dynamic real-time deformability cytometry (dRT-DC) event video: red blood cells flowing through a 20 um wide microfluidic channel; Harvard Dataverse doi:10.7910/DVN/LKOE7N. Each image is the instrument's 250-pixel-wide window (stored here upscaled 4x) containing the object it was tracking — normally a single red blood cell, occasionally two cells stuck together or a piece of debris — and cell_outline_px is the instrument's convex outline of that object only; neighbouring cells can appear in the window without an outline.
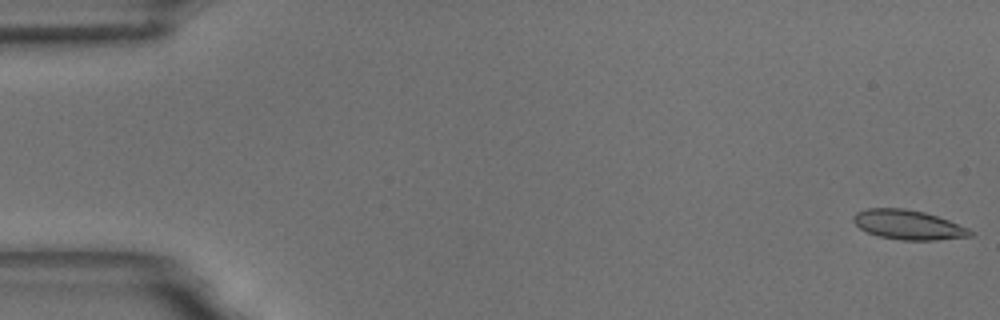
{"species": "common noctule bat (a hibernating species)", "species_latin": "Nyctalus noctula", "temperature_condition": "room temperature", "stored_images_in_passage": 55, "camera_frame_rate_fps": 3000, "um_per_image_px": 0.085, "animal": {"sex": "male", "body_mass_g": 18.8}, "frame": {"image": 1, "passage_image": 1, "time_ms": 0.0, "image_size_px": [1000, 320], "cell_outline_px": [[972, 236], [936, 240], [904, 240], [880, 236], [868, 232], [860, 228], [852, 220], [852, 216], [856, 212], [868, 208], [904, 208], [924, 212], [948, 220], [968, 228], [972, 232]], "centroid_in_image_um": [77.18, 19.1], "position_along_channel_um": 7.8, "area_um2": 19.88}}
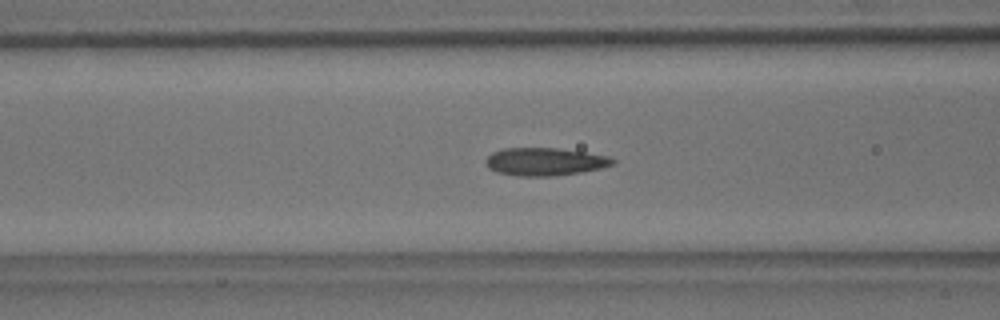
{"frame": {"image": 2, "passage_image": 22, "time_ms": 7.0, "image_size_px": [1000, 320], "cell_outline_px": [[616, 164], [600, 168], [580, 172], [556, 176], [520, 176], [496, 172], [488, 168], [484, 164], [484, 160], [492, 152], [504, 148], [560, 148], [608, 156], [616, 160]], "centroid_in_image_um": [46.29, 13.74], "position_along_channel_um": 120.3, "area_um2": 20.75}}
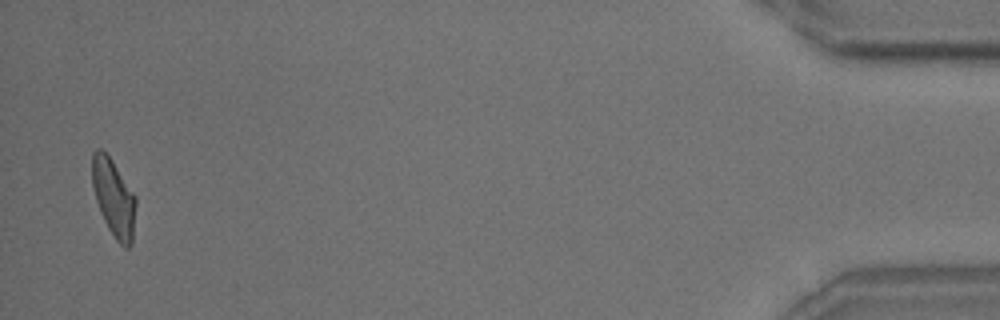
{"frame": {"image": 3, "passage_image": 54, "time_ms": 17.667, "image_size_px": [1000, 320], "cell_outline_px": [[136, 204], [132, 244], [128, 248], [124, 248], [116, 240], [108, 228], [100, 212], [96, 200], [92, 184], [92, 152], [96, 148], [100, 148], [112, 160], [136, 196]], "centroid_in_image_um": [9.67, 16.83], "position_along_channel_um": 425.5, "area_um2": 19.77}, "authors_computed_cell_mechanics": {"area_um2": 20.1722, "velocity_mm_per_s": 3.677, "shape_relaxation_time_tau1_ms": 4.4071, "shape_relaxation_time_tau2_ms": 1.6389, "deformation_change_tau1": 0.1507, "deformation_change_tau2": 0.075}}